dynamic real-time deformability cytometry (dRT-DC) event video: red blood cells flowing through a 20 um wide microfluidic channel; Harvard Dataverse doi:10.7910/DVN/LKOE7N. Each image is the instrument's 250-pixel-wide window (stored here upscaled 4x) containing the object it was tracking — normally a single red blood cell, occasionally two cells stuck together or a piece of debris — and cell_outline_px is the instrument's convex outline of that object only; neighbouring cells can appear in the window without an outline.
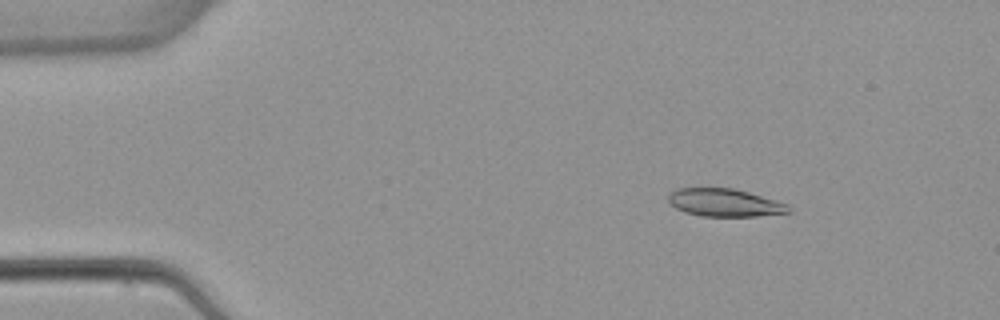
{"species": "common noctule bat (a hibernating species)", "species_latin": "Nyctalus noctula", "temperature_condition": "warm", "stored_images_in_passage": 4, "camera_frame_rate_fps": 3000, "um_per_image_px": 0.085, "animal": {"sex": "female", "body_mass_g": 22.7, "forearm_length_mm": 54.2}, "frame": {"image": 1, "passage_image": 2, "time_ms": 1.333, "image_size_px": [1000, 320], "cell_outline_px": [[792, 212], [756, 216], [700, 216], [684, 212], [676, 208], [668, 200], [668, 192], [676, 188], [732, 188], [748, 192], [788, 204], [792, 208]], "centroid_in_image_um": [61.58, 17.22], "position_along_channel_um": 23.4, "area_um2": 19.54}}
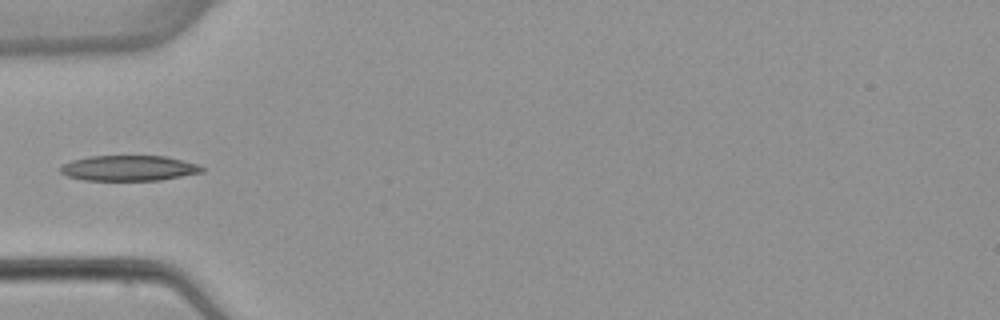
{"frame": {"image": 2, "passage_image": 4, "time_ms": 4.667, "image_size_px": [1000, 320], "cell_outline_px": [[204, 172], [160, 180], [84, 180], [68, 176], [60, 172], [60, 164], [72, 160], [88, 156], [168, 156], [196, 164], [204, 168]], "centroid_in_image_um": [10.93, 14.28], "position_along_channel_um": 74.1, "area_um2": 20.98}}